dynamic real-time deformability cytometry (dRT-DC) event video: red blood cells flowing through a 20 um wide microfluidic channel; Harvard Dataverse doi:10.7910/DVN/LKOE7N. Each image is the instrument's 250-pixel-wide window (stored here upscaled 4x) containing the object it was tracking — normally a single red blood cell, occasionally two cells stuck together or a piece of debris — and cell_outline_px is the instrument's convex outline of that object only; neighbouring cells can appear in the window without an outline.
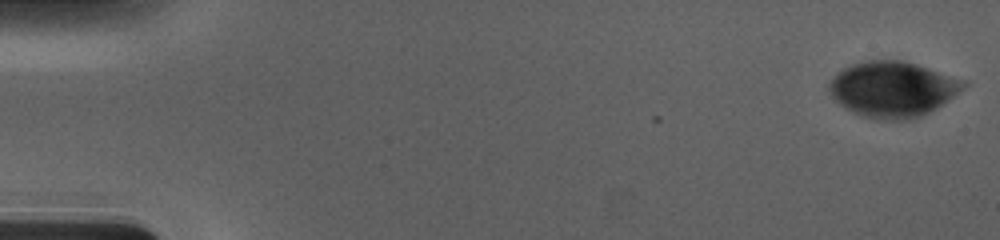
{"species": "human", "species_latin": "Homo sapiens", "temperature_condition": "cold", "stored_images_in_passage": 56, "camera_frame_rate_fps": 3000, "um_per_image_px": 0.085, "donor": {"sex": "male"}, "frame": {"image": 1, "passage_image": 1, "time_ms": 0.0, "image_size_px": [1000, 240], "cell_outline_px": [[968, 84], [964, 88], [948, 100], [936, 108], [920, 116], [908, 120], [876, 120], [852, 112], [844, 108], [832, 96], [828, 88], [828, 84], [832, 76], [836, 72], [852, 64], [868, 60], [900, 60], [916, 64], [968, 80]], "centroid_in_image_um": [75.88, 7.57], "position_along_channel_um": 9.1, "area_um2": 43.7}}
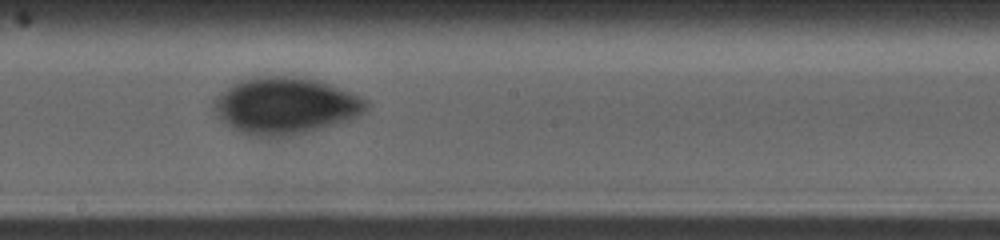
{"frame": {"image": 2, "passage_image": 32, "time_ms": 10.333, "image_size_px": [1000, 240], "cell_outline_px": [[368, 108], [364, 112], [348, 120], [320, 128], [288, 136], [252, 136], [240, 132], [228, 124], [212, 108], [216, 100], [228, 88], [240, 80], [272, 76], [280, 76], [316, 80], [328, 84], [348, 92], [364, 100], [368, 104]], "centroid_in_image_um": [24.26, 9.0], "position_along_channel_um": 223.9, "area_um2": 48.67}}
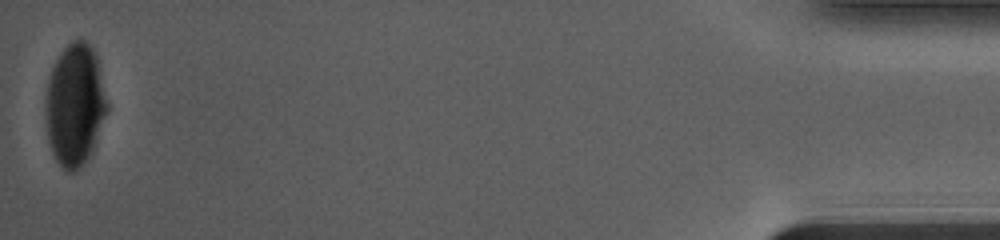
{"frame": {"image": 3, "passage_image": 56, "time_ms": 18.333, "image_size_px": [1000, 240], "cell_outline_px": [[108, 108], [92, 148], [88, 156], [76, 172], [68, 172], [56, 160], [52, 152], [48, 140], [44, 116], [44, 100], [48, 80], [52, 68], [60, 52], [72, 40], [84, 40], [92, 48], [96, 56], [108, 104]], "centroid_in_image_um": [6.32, 8.9], "position_along_channel_um": 428.9, "area_um2": 43.52}, "authors_computed_cell_mechanics": {"area_um2": 46.6157, "velocity_mm_per_s": 3.691, "shape_relaxation_time_tau1_ms": 5.2301, "shape_relaxation_time_tau2_ms": 2.6951, "deformation_change_tau1": 0.1383, "deformation_change_tau2": 0.0259}}